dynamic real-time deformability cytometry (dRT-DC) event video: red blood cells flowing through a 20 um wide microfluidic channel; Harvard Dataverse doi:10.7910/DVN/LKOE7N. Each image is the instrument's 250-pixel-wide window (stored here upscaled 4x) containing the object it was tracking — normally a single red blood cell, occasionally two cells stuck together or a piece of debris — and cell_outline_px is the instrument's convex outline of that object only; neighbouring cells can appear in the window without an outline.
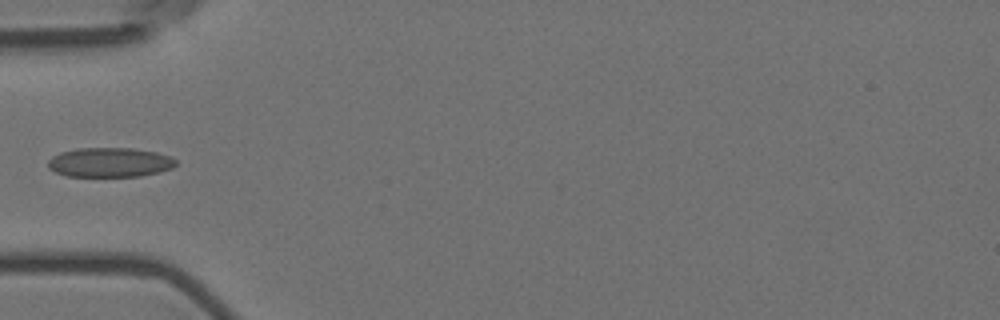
{"species": "Egyptian fruit bat (a non-hibernating species)", "species_latin": "Rousettus aegyptiacus", "temperature_condition": "room temperature", "stored_images_in_passage": 6, "camera_frame_rate_fps": 3000, "um_per_image_px": 0.085, "animal": {"sex": "female"}, "frame": {"image": 1, "passage_image": 6, "time_ms": 1.667, "image_size_px": [1000, 320], "cell_outline_px": [[176, 164], [172, 168], [160, 172], [140, 176], [64, 176], [48, 168], [48, 160], [52, 156], [60, 152], [76, 148], [132, 148], [156, 152], [172, 156], [176, 160]], "centroid_in_image_um": [9.33, 13.8], "position_along_channel_um": 75.7, "area_um2": 22.14}}